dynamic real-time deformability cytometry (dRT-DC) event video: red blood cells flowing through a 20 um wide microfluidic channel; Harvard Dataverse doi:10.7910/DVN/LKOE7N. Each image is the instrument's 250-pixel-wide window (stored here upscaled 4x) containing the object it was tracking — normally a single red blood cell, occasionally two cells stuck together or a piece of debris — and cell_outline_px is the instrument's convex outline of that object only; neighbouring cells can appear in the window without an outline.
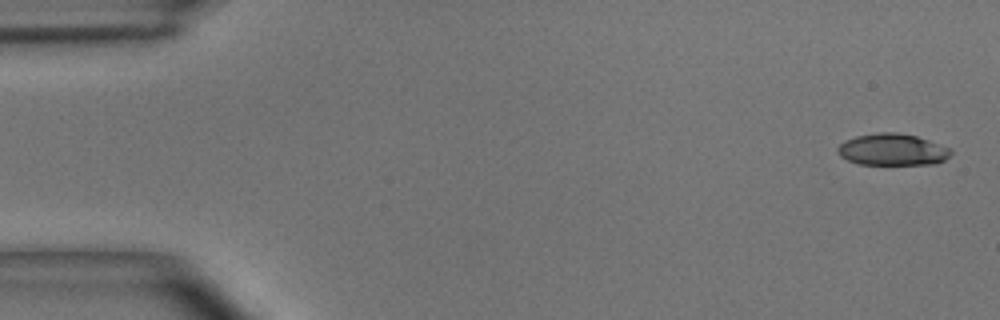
{"species": "common noctule bat (a hibernating species)", "species_latin": "Nyctalus noctula", "temperature_condition": "room temperature", "stored_images_in_passage": 5, "camera_frame_rate_fps": 3000, "um_per_image_px": 0.085, "animal": {"sex": "male", "body_mass_g": 15.6}, "frame": {"image": 1, "passage_image": 1, "time_ms": 0.0, "image_size_px": [1000, 320], "cell_outline_px": [[952, 152], [944, 160], [936, 164], [860, 164], [848, 160], [840, 156], [836, 152], [836, 148], [844, 140], [856, 136], [876, 132], [896, 132], [916, 136], [952, 148]], "centroid_in_image_um": [75.84, 12.71], "position_along_channel_um": 9.2, "area_um2": 21.04}}
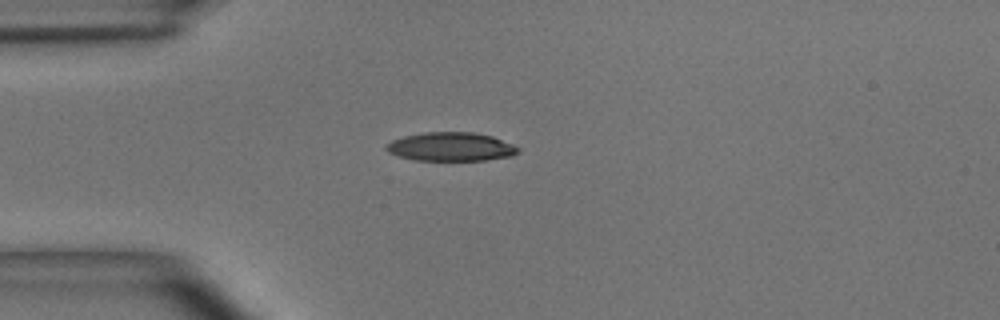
{"frame": {"image": 2, "passage_image": 4, "time_ms": 1.0, "image_size_px": [1000, 320], "cell_outline_px": [[520, 152], [512, 156], [484, 160], [416, 160], [400, 156], [388, 152], [384, 148], [384, 144], [392, 140], [404, 136], [424, 132], [476, 132], [492, 136], [512, 144], [520, 148]], "centroid_in_image_um": [38.33, 12.46], "position_along_channel_um": 46.7, "area_um2": 22.14}}